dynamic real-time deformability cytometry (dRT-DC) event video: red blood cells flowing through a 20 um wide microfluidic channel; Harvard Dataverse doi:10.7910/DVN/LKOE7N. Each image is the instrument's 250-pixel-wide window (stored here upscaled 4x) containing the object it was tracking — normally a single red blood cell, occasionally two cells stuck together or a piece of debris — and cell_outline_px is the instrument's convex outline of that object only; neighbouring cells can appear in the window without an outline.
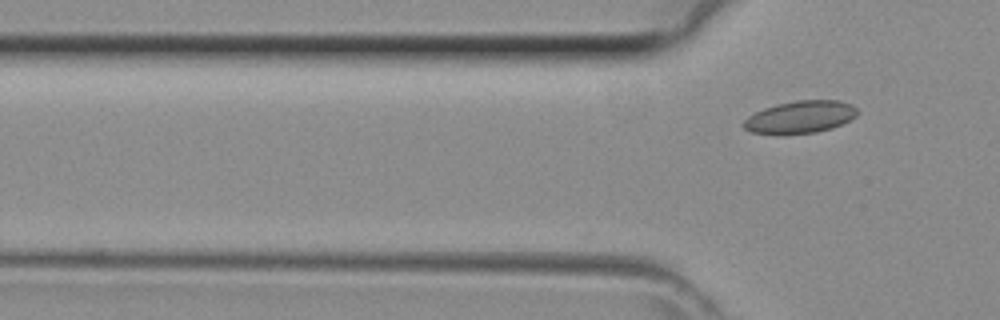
{"species": "common noctule bat (a hibernating species)", "species_latin": "Nyctalus noctula", "temperature_condition": "room temperature", "stored_images_in_passage": 4, "camera_frame_rate_fps": 3000, "um_per_image_px": 0.085, "animal": {"sex": "female", "body_mass_g": 29.2, "forearm_length_mm": 56.3}, "frame": {"image": 1, "passage_image": 4, "time_ms": 1.0, "image_size_px": [1000, 320], "cell_outline_px": [[856, 116], [832, 128], [816, 132], [784, 136], [752, 132], [744, 128], [740, 124], [748, 116], [764, 108], [776, 104], [796, 100], [840, 100], [852, 104], [856, 108]], "centroid_in_image_um": [67.97, 9.96], "position_along_channel_um": 57.8, "area_um2": 21.79}}